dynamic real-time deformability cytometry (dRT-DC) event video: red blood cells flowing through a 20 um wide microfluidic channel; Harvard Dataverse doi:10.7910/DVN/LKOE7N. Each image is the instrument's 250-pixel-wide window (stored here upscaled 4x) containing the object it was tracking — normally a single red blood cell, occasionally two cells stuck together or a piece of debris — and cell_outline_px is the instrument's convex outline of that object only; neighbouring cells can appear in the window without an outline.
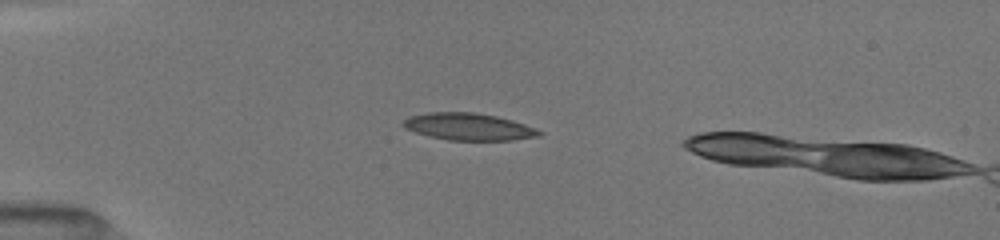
{"species": "common noctule bat (a hibernating species)", "species_latin": "Nyctalus noctula", "temperature_condition": "room temperature", "stored_images_in_passage": 9, "camera_frame_rate_fps": 3000, "um_per_image_px": 0.085, "animal": {"sex": "female", "body_mass_g": 19.5, "forearm_length_mm": 54.1}, "frame": {"image": 1, "passage_image": 6, "time_ms": 3.333, "image_size_px": [1000, 240], "cell_outline_px": [[540, 136], [512, 140], [448, 140], [428, 136], [404, 128], [400, 124], [408, 116], [428, 112], [472, 112], [496, 116], [524, 124], [540, 132]], "centroid_in_image_um": [39.74, 10.77], "position_along_channel_um": 45.3, "area_um2": 21.27}}